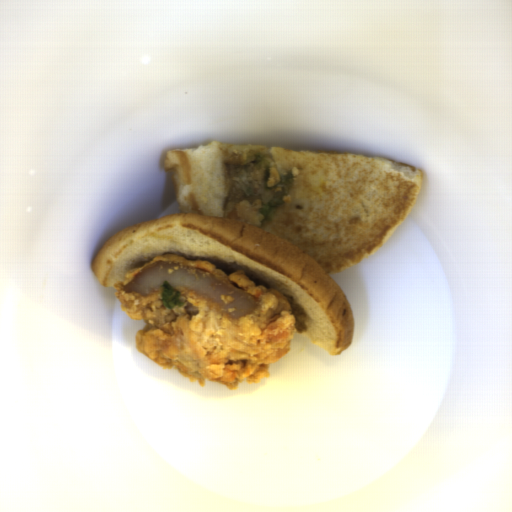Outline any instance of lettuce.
Here are the masks:
<instances>
[{
	"instance_id": "9fb2a089",
	"label": "lettuce",
	"mask_w": 512,
	"mask_h": 512,
	"mask_svg": "<svg viewBox=\"0 0 512 512\" xmlns=\"http://www.w3.org/2000/svg\"><path fill=\"white\" fill-rule=\"evenodd\" d=\"M226 187L223 206L260 200L262 226L291 194L297 176L281 169L265 144H222Z\"/></svg>"
},
{
	"instance_id": "494a5c6d",
	"label": "lettuce",
	"mask_w": 512,
	"mask_h": 512,
	"mask_svg": "<svg viewBox=\"0 0 512 512\" xmlns=\"http://www.w3.org/2000/svg\"><path fill=\"white\" fill-rule=\"evenodd\" d=\"M162 304L164 308L173 309L175 307H183V301L179 300L180 291H178L168 280H165L161 286L160 292Z\"/></svg>"
}]
</instances>
